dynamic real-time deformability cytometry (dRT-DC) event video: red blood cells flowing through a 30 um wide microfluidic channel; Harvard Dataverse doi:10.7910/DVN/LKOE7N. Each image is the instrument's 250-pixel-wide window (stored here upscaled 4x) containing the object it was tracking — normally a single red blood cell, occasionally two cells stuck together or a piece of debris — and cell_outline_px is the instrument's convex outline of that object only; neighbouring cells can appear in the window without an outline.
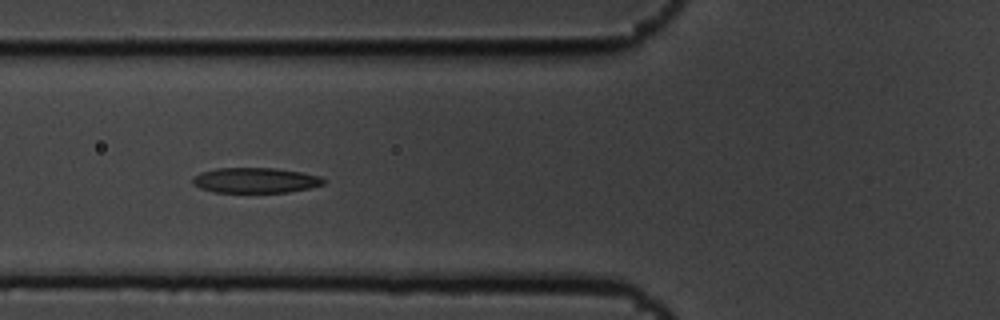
{"species": "common noctule bat (a hibernating species)", "species_latin": "Nyctalus noctula", "temperature_condition": "cold", "stored_images_in_passage": 15, "camera_frame_rate_fps": 3000, "um_per_image_px": 0.085, "animal": {"sex": "male", "body_mass_g": 19.5, "forearm_length_mm": 54.6}, "frame": {"image": 1, "passage_image": 6, "time_ms": 1.667, "image_size_px": [1000, 320], "cell_outline_px": [[328, 180], [324, 184], [308, 188], [288, 192], [212, 192], [200, 188], [192, 184], [192, 180], [200, 172], [216, 168], [276, 168], [300, 172], [320, 176]], "centroid_in_image_um": [21.71, 15.32], "position_along_channel_um": 104.1, "area_um2": 19.31}}
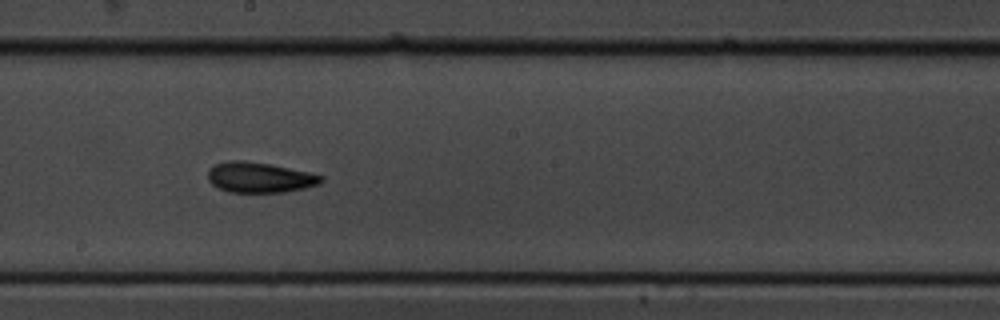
{"frame": {"image": 2, "passage_image": 9, "time_ms": 2.667, "image_size_px": [1000, 320], "cell_outline_px": [[324, 180], [320, 184], [304, 188], [284, 192], [228, 192], [216, 188], [208, 180], [208, 168], [216, 164], [228, 160], [244, 160], [272, 164], [308, 172], [324, 176]], "centroid_in_image_um": [22.05, 15.07], "position_along_channel_um": 226.2, "area_um2": 20.29}}
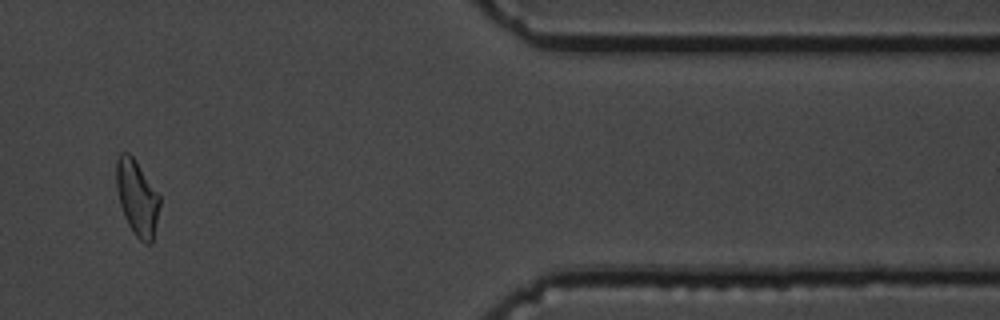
{"frame": {"image": 3, "passage_image": 13, "time_ms": 4.0, "image_size_px": [1000, 320], "cell_outline_px": [[160, 204], [152, 244], [144, 244], [136, 236], [128, 224], [124, 216], [120, 204], [116, 188], [116, 160], [120, 152], [128, 152], [132, 156], [160, 196]], "centroid_in_image_um": [11.64, 16.82], "position_along_channel_um": 399.8, "area_um2": 18.96}}